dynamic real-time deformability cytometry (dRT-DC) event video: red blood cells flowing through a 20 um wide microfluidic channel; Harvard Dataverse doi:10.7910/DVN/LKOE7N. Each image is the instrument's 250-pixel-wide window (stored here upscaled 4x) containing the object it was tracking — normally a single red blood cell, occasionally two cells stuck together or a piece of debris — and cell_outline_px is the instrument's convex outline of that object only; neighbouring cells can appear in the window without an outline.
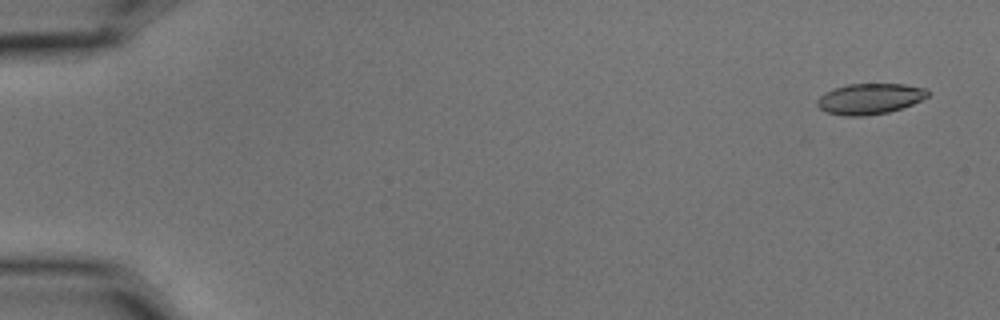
{"species": "common noctule bat (a hibernating species)", "species_latin": "Nyctalus noctula", "temperature_condition": "cold", "stored_images_in_passage": 5, "camera_frame_rate_fps": 3000, "um_per_image_px": 0.085, "animal": {"sex": "male", "body_mass_g": 15.6}, "frame": {"image": 1, "passage_image": 1, "time_ms": 0.0, "image_size_px": [1000, 320], "cell_outline_px": [[928, 96], [912, 104], [888, 112], [864, 116], [844, 116], [828, 112], [820, 108], [816, 104], [816, 100], [824, 92], [832, 88], [848, 84], [904, 84], [928, 88]], "centroid_in_image_um": [73.91, 8.38], "position_along_channel_um": 11.1, "area_um2": 19.83}}
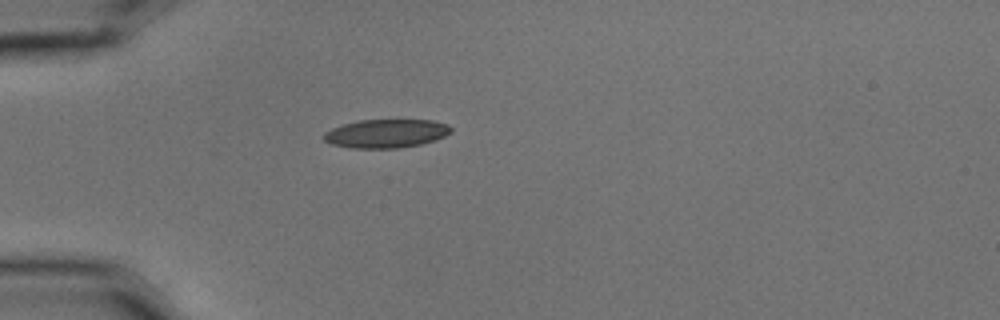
{"frame": {"image": 2, "passage_image": 5, "time_ms": 1.333, "image_size_px": [1000, 320], "cell_outline_px": [[452, 132], [436, 140], [420, 144], [400, 148], [352, 148], [332, 144], [324, 140], [324, 132], [332, 128], [344, 124], [360, 120], [432, 120], [448, 124], [452, 128]], "centroid_in_image_um": [32.85, 11.35], "position_along_channel_um": 52.2, "area_um2": 21.15}}